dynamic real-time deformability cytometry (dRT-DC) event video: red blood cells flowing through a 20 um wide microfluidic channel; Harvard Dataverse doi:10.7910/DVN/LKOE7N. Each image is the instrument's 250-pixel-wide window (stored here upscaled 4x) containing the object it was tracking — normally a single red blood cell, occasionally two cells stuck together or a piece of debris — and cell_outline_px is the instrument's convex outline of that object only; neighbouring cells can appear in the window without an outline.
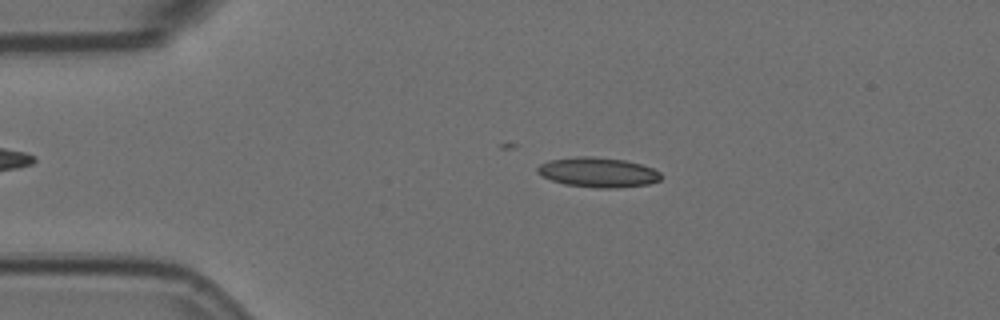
{"species": "Egyptian fruit bat (a non-hibernating species)", "species_latin": "Rousettus aegyptiacus", "temperature_condition": "room temperature", "stored_images_in_passage": 4, "camera_frame_rate_fps": 3000, "um_per_image_px": 0.085, "animal": {"sex": "female"}, "frame": {"image": 1, "passage_image": 3, "time_ms": 0.667, "image_size_px": [1000, 320], "cell_outline_px": [[664, 176], [660, 180], [648, 184], [616, 188], [596, 188], [564, 184], [552, 180], [536, 172], [536, 168], [540, 164], [548, 160], [576, 156], [592, 156], [624, 160], [640, 164], [652, 168], [660, 172]], "centroid_in_image_um": [50.83, 14.64], "position_along_channel_um": 34.2, "area_um2": 21.56}}